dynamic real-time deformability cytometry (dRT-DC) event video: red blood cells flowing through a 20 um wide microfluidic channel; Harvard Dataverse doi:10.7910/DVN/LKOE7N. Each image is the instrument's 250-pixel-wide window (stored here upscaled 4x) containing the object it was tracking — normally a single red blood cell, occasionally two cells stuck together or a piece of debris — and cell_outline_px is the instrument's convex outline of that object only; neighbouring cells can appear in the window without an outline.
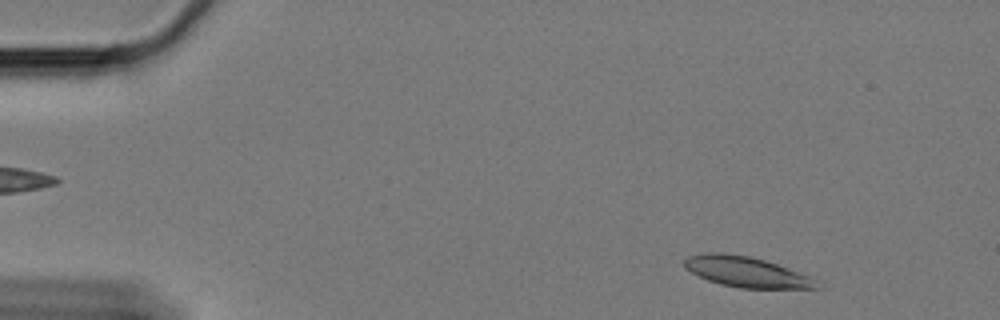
{"species": "Egyptian fruit bat (a non-hibernating species)", "species_latin": "Rousettus aegyptiacus", "temperature_condition": "cold", "stored_images_in_passage": 57, "camera_frame_rate_fps": 3000, "um_per_image_px": 0.085, "animal": {"sex": "female"}, "frame": {"image": 1, "passage_image": 4, "time_ms": 1.0, "image_size_px": [1000, 320], "cell_outline_px": [[820, 288], [740, 288], [720, 284], [708, 280], [684, 268], [684, 260], [688, 256], [712, 252], [720, 252], [748, 256], [764, 260], [776, 264], [808, 276], [816, 280]], "centroid_in_image_um": [63.4, 23.11], "position_along_channel_um": 21.6, "area_um2": 23.06}}
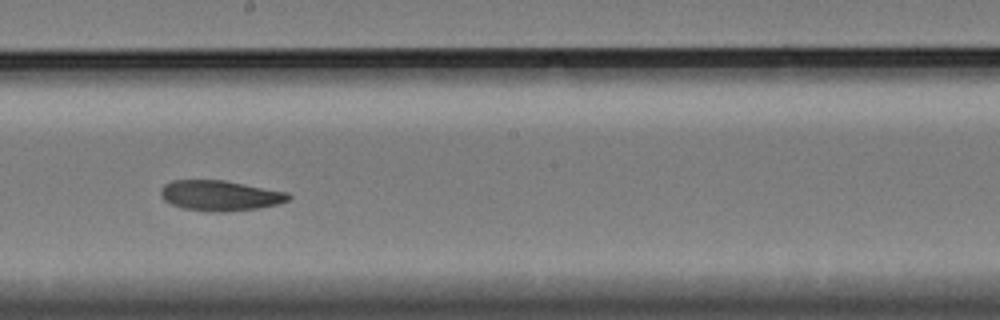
{"frame": {"image": 2, "passage_image": 31, "time_ms": 10.0, "image_size_px": [1000, 320], "cell_outline_px": [[292, 196], [288, 200], [280, 204], [260, 208], [224, 212], [208, 212], [184, 208], [172, 204], [164, 200], [160, 196], [160, 188], [164, 184], [172, 180], [224, 180], [288, 192]], "centroid_in_image_um": [18.71, 16.62], "position_along_channel_um": 229.5, "area_um2": 22.83}}
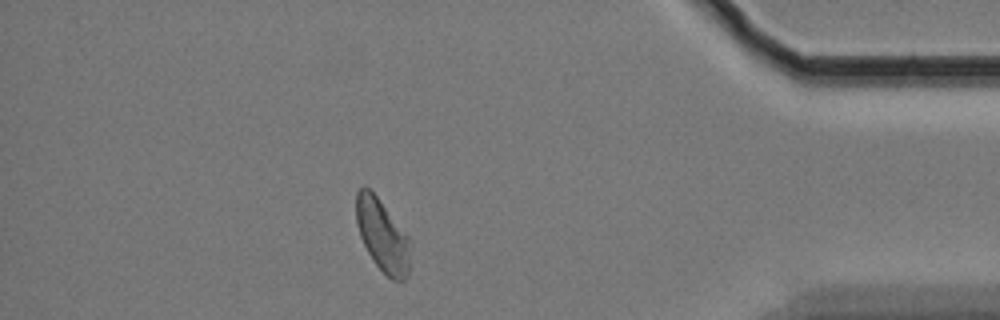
{"frame": {"image": 3, "passage_image": 50, "time_ms": 16.333, "image_size_px": [1000, 320], "cell_outline_px": [[412, 244], [408, 276], [404, 280], [392, 280], [376, 264], [368, 252], [360, 236], [356, 220], [356, 192], [364, 184], [376, 196], [412, 240]], "centroid_in_image_um": [32.54, 20.03], "position_along_channel_um": 402.7, "area_um2": 22.83}, "authors_computed_cell_mechanics": {"area_um2": 23.2356, "velocity_mm_per_s": 3.3097, "shape_relaxation_time_tau1_ms": 8.9153, "shape_relaxation_time_tau2_ms": null, "deformation_change_tau1": 0.1774, "deformation_change_tau2": null}}